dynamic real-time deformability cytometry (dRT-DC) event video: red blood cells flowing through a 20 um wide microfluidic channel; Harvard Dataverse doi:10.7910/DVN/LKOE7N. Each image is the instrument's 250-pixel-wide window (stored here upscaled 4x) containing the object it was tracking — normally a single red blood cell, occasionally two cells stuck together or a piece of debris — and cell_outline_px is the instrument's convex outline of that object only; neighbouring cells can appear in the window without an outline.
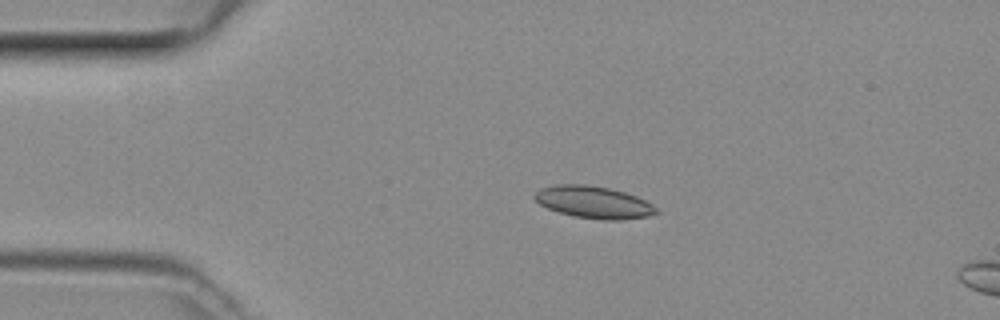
{"species": "common noctule bat (a hibernating species)", "species_latin": "Nyctalus noctula", "temperature_condition": "room temperature", "stored_images_in_passage": 6, "camera_frame_rate_fps": 3000, "um_per_image_px": 0.085, "animal": {"sex": "female", "body_mass_g": 29.2, "forearm_length_mm": 56.3}, "frame": {"image": 1, "passage_image": 1, "time_ms": 0.0, "image_size_px": [1000, 320], "cell_outline_px": [[660, 212], [648, 216], [620, 220], [604, 220], [572, 216], [548, 208], [540, 204], [532, 196], [540, 188], [556, 184], [584, 184], [608, 188], [624, 192], [636, 196], [652, 204]], "centroid_in_image_um": [50.45, 17.19], "position_along_channel_um": 34.6, "area_um2": 22.72}}